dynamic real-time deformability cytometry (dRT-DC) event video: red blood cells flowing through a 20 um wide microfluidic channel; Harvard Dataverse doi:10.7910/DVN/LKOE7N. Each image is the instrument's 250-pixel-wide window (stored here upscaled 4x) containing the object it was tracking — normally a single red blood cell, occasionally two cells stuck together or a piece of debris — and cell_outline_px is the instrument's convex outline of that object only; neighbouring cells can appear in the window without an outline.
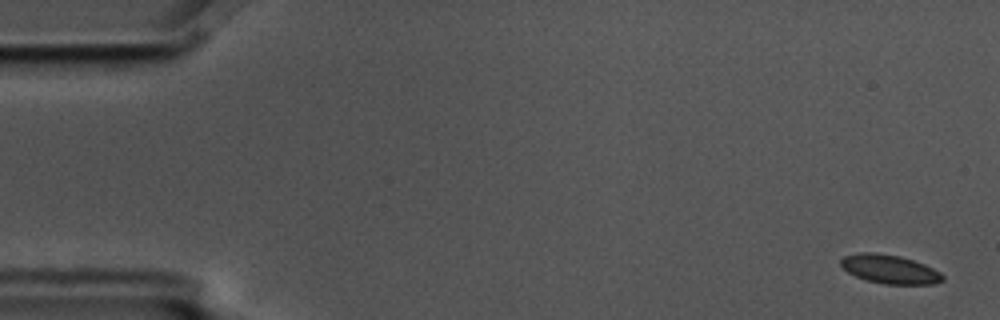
{"species": "common noctule bat (a hibernating species)", "species_latin": "Nyctalus noctula", "temperature_condition": "cold", "stored_images_in_passage": 5, "camera_frame_rate_fps": 3000, "um_per_image_px": 0.085, "animal": {"sex": "male", "body_mass_g": 17.5, "forearm_length_mm": 52.3}, "frame": {"image": 1, "passage_image": 1, "time_ms": 0.0, "image_size_px": [1000, 320], "cell_outline_px": [[944, 280], [936, 284], [884, 284], [868, 280], [856, 276], [848, 272], [840, 264], [840, 260], [844, 256], [860, 252], [876, 252], [900, 256], [924, 264], [940, 272], [944, 276]], "centroid_in_image_um": [75.64, 22.88], "position_along_channel_um": 9.4, "area_um2": 17.05}}
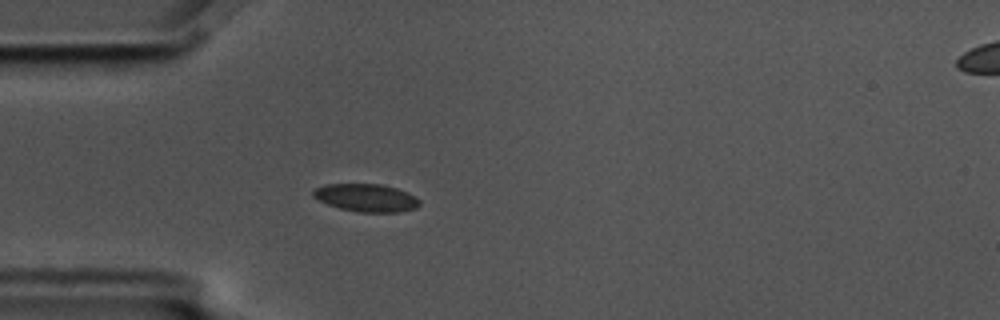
{"frame": {"image": 2, "passage_image": 5, "time_ms": 1.333, "image_size_px": [1000, 320], "cell_outline_px": [[420, 204], [416, 208], [400, 212], [360, 212], [340, 208], [328, 204], [312, 196], [312, 192], [316, 188], [324, 184], [380, 184], [396, 188], [408, 192], [420, 200]], "centroid_in_image_um": [31.15, 16.81], "position_along_channel_um": 53.9, "area_um2": 17.17}}